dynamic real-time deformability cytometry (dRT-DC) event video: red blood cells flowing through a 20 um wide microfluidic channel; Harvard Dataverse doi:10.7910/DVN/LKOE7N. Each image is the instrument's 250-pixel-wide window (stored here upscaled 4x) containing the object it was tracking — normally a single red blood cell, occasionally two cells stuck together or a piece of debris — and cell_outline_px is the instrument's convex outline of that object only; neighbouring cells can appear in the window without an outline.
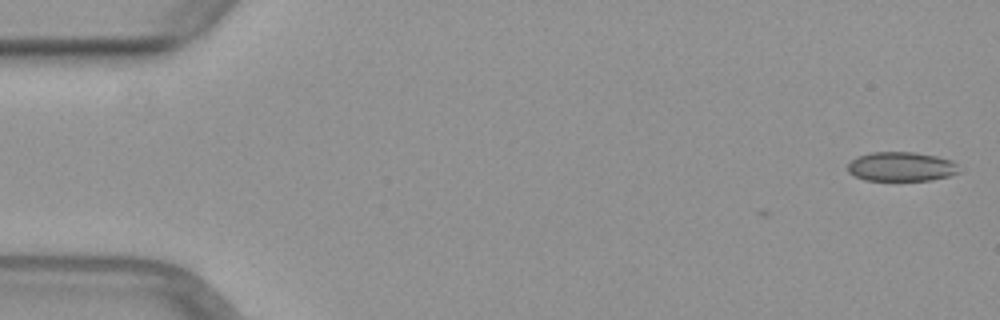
{"species": "common noctule bat (a hibernating species)", "species_latin": "Nyctalus noctula", "temperature_condition": "warm", "stored_images_in_passage": 44, "camera_frame_rate_fps": 3000, "um_per_image_px": 0.085, "animal": {"sex": "female", "body_mass_g": 29.2, "forearm_length_mm": 56.3}, "frame": {"image": 1, "passage_image": 1, "time_ms": 0.0, "image_size_px": [1000, 320], "cell_outline_px": [[960, 172], [948, 176], [932, 180], [864, 180], [848, 172], [848, 164], [856, 156], [872, 152], [916, 152], [936, 156], [952, 160], [956, 164]], "centroid_in_image_um": [76.6, 14.15], "position_along_channel_um": 8.4, "area_um2": 19.02}}
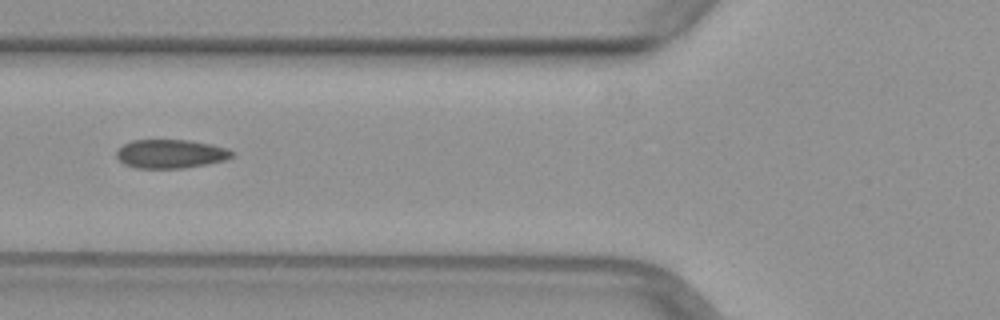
{"frame": {"image": 2, "passage_image": 19, "time_ms": 6.0, "image_size_px": [1000, 320], "cell_outline_px": [[236, 156], [224, 160], [208, 164], [184, 168], [136, 168], [124, 164], [116, 156], [116, 148], [132, 140], [188, 140], [212, 144], [228, 148], [236, 152]], "centroid_in_image_um": [14.54, 13.07], "position_along_channel_um": 111.3, "area_um2": 19.65}}
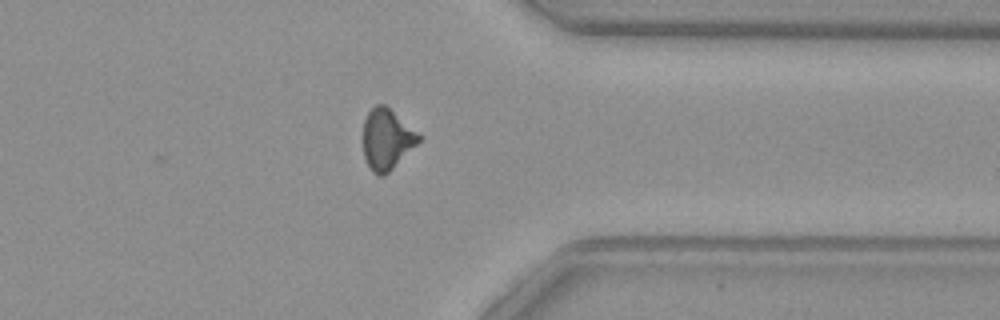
{"frame": {"image": 3, "passage_image": 39, "time_ms": 12.667, "image_size_px": [1000, 320], "cell_outline_px": [[424, 136], [384, 176], [376, 176], [372, 172], [364, 156], [364, 120], [368, 112], [376, 104], [384, 104]], "centroid_in_image_um": [32.89, 11.82], "position_along_channel_um": 378.5, "area_um2": 19.48}}